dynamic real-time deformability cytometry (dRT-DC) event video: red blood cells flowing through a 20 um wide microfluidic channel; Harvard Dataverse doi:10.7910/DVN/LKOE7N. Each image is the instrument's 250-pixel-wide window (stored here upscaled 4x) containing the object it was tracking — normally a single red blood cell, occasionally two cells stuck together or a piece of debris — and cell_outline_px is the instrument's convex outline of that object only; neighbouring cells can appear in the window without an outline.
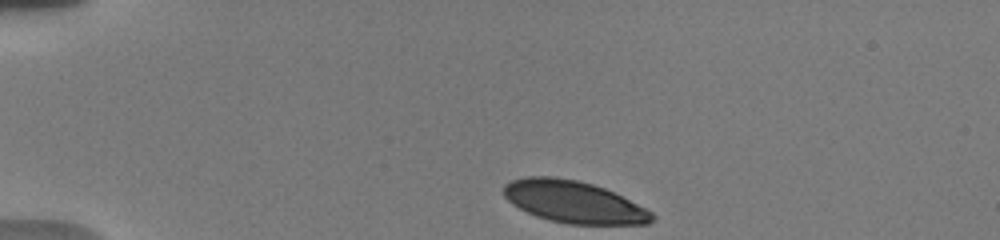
{"species": "human", "species_latin": "Homo sapiens", "temperature_condition": "warm", "stored_images_in_passage": 12, "camera_frame_rate_fps": 3000, "um_per_image_px": 0.085, "donor": {"sex": "male"}, "frame": {"image": 1, "passage_image": 1, "time_ms": 0.0, "image_size_px": [1000, 240], "cell_outline_px": [[656, 216], [648, 224], [568, 224], [548, 220], [536, 216], [512, 204], [504, 196], [504, 184], [512, 180], [524, 176], [552, 176], [576, 180], [592, 184], [604, 188], [652, 212]], "centroid_in_image_um": [48.73, 17.16], "position_along_channel_um": 36.3, "area_um2": 36.01}}
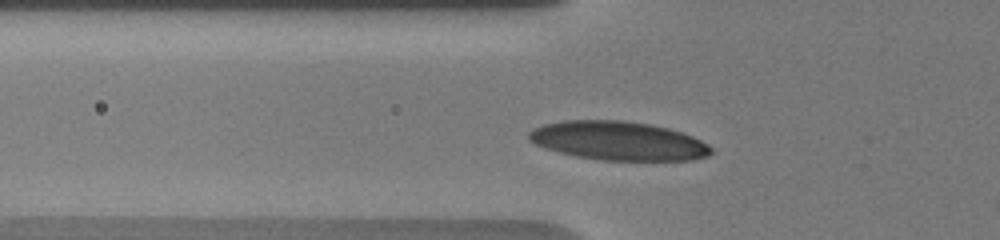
{"frame": {"image": 2, "passage_image": 11, "time_ms": 2.667, "image_size_px": [1000, 240], "cell_outline_px": [[712, 152], [708, 156], [692, 160], [600, 160], [576, 156], [544, 148], [528, 140], [528, 132], [544, 124], [564, 120], [624, 120], [648, 124], [668, 128], [692, 136], [708, 144], [712, 148]], "centroid_in_image_um": [52.55, 11.97], "position_along_channel_um": 73.3, "area_um2": 41.15}}